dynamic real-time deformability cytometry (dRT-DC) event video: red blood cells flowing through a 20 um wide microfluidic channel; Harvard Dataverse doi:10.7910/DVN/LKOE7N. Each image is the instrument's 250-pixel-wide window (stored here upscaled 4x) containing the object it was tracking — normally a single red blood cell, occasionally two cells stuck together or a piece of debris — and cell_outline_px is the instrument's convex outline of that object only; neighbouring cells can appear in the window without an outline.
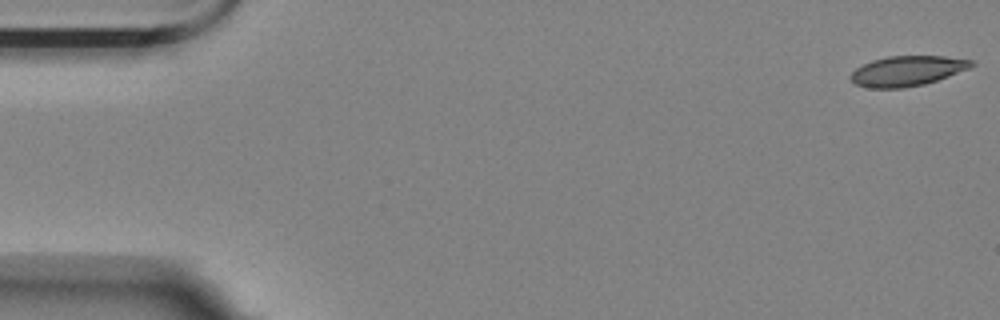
{"species": "Egyptian fruit bat (a non-hibernating species)", "species_latin": "Rousettus aegyptiacus", "temperature_condition": "room temperature", "stored_images_in_passage": 5, "camera_frame_rate_fps": 3000, "um_per_image_px": 0.085, "animal": {"sex": "female"}, "frame": {"image": 1, "passage_image": 1, "time_ms": 0.0, "image_size_px": [1000, 320], "cell_outline_px": [[976, 64], [968, 68], [948, 76], [924, 84], [904, 88], [872, 88], [856, 84], [848, 76], [856, 68], [872, 60], [888, 56], [944, 56], [972, 60]], "centroid_in_image_um": [77.1, 6.02], "position_along_channel_um": 7.9, "area_um2": 20.98}}